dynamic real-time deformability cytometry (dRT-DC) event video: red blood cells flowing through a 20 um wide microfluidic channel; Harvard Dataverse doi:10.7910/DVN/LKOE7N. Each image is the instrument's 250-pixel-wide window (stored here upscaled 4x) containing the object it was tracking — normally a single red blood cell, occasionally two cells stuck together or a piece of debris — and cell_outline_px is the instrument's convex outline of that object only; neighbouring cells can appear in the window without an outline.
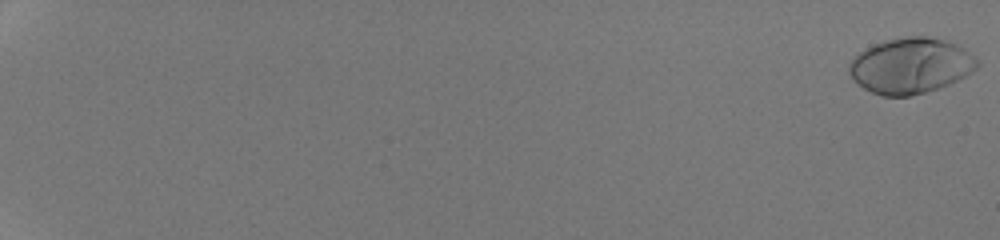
{"species": "human", "species_latin": "Homo sapiens", "temperature_condition": "room temperature", "stored_images_in_passage": 54, "camera_frame_rate_fps": 3000, "um_per_image_px": 0.085, "donor": {"sex": "male"}, "frame": {"image": 1, "passage_image": 1, "time_ms": 0.0, "image_size_px": [1000, 240], "cell_outline_px": [[980, 64], [972, 72], [948, 84], [924, 92], [908, 96], [880, 96], [864, 88], [848, 72], [848, 64], [860, 52], [884, 40], [908, 36], [928, 36], [948, 40], [964, 48], [980, 60]], "centroid_in_image_um": [77.44, 5.57], "position_along_channel_um": 7.6, "area_um2": 41.27}}
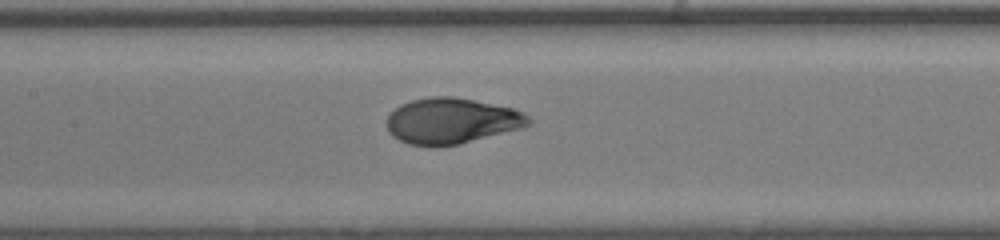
{"frame": {"image": 2, "passage_image": 31, "time_ms": 10.0, "image_size_px": [1000, 240], "cell_outline_px": [[532, 124], [524, 128], [460, 144], [436, 148], [432, 148], [408, 144], [392, 136], [388, 132], [384, 124], [388, 116], [400, 104], [412, 100], [432, 96], [452, 96], [512, 108], [528, 116], [532, 120]], "centroid_in_image_um": [38.36, 10.31], "position_along_channel_um": 169.0, "area_um2": 38.38}}
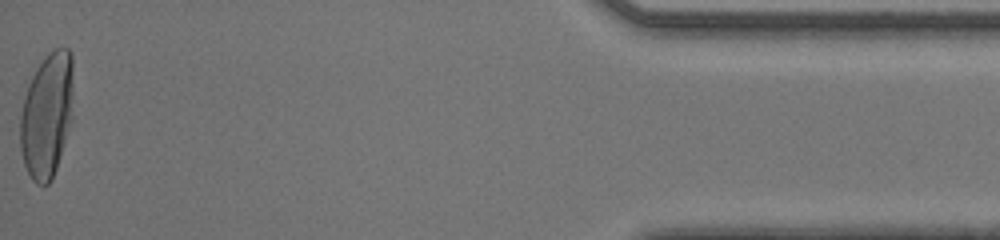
{"frame": {"image": 3, "passage_image": 54, "time_ms": 17.667, "image_size_px": [1000, 240], "cell_outline_px": [[72, 120], [52, 180], [44, 188], [36, 184], [32, 180], [24, 164], [20, 148], [20, 116], [24, 96], [32, 76], [36, 68], [48, 52], [56, 48], [68, 48], [72, 52]], "centroid_in_image_um": [3.98, 9.81], "position_along_channel_um": 431.2, "area_um2": 38.96}, "authors_computed_cell_mechanics": {"area_um2": 38.4659, "velocity_mm_per_s": 4.2754, "shape_relaxation_time_tau1_ms": 3.2211, "shape_relaxation_time_tau2_ms": null, "deformation_change_tau1": 0.1992, "deformation_change_tau2": null}}